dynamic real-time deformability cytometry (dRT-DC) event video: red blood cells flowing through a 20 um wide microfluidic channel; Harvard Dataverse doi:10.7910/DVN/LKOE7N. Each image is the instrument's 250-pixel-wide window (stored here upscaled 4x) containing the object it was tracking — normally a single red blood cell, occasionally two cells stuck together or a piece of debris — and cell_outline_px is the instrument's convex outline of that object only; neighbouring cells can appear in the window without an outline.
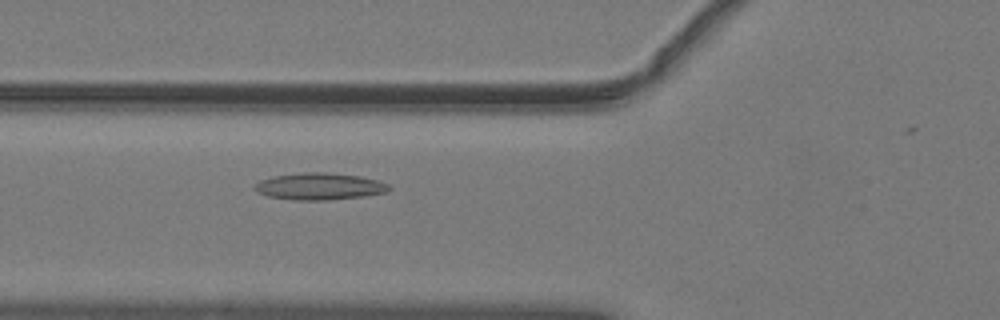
{"species": "common noctule bat (a hibernating species)", "species_latin": "Nyctalus noctula", "temperature_condition": "warm", "stored_images_in_passage": 49, "camera_frame_rate_fps": 3000, "um_per_image_px": 0.085, "animal": {"sex": "male", "body_mass_g": 19.2, "forearm_length_mm": 51.8}, "frame": {"image": 1, "passage_image": 20, "time_ms": 6.333, "image_size_px": [1000, 320], "cell_outline_px": [[392, 188], [388, 192], [364, 196], [328, 200], [292, 200], [268, 196], [256, 192], [252, 188], [260, 180], [272, 176], [304, 172], [324, 172], [360, 176], [376, 180], [388, 184]], "centroid_in_image_um": [27.14, 15.84], "position_along_channel_um": 98.7, "area_um2": 21.15}}
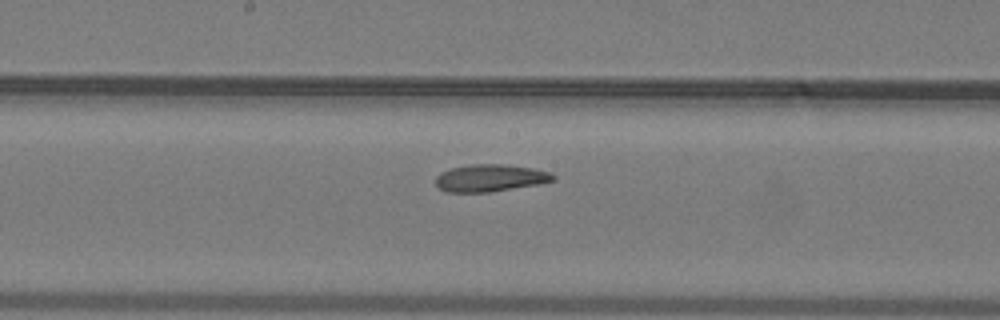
{"frame": {"image": 2, "passage_image": 28, "time_ms": 9.0, "image_size_px": [1000, 320], "cell_outline_px": [[556, 180], [540, 184], [492, 192], [444, 192], [436, 184], [436, 176], [440, 172], [448, 168], [472, 164], [508, 164], [532, 168], [548, 172], [556, 176]], "centroid_in_image_um": [41.66, 15.13], "position_along_channel_um": 206.5, "area_um2": 18.9}}
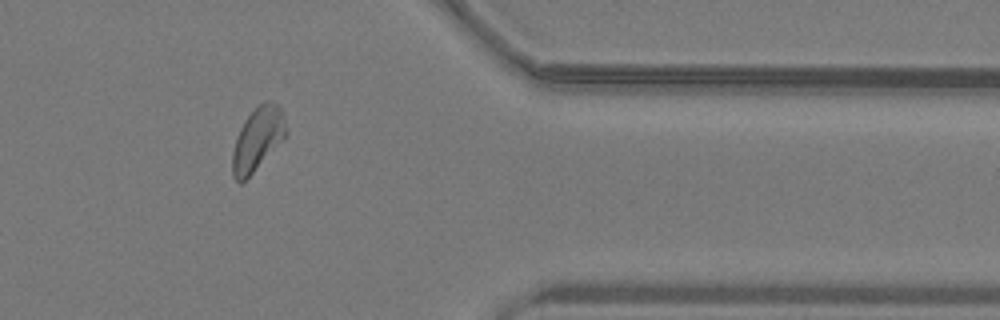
{"frame": {"image": 3, "passage_image": 43, "time_ms": 14.0, "image_size_px": [1000, 320], "cell_outline_px": [[288, 132], [252, 172], [240, 184], [232, 176], [232, 152], [236, 136], [244, 120], [260, 104], [268, 100], [272, 100], [280, 108]], "centroid_in_image_um": [21.85, 11.8], "position_along_channel_um": 389.5, "area_um2": 19.13}, "authors_computed_cell_mechanics": {"area_um2": 19.4786, "velocity_mm_per_s": 4.0209, "shape_relaxation_time_tau1_ms": null, "shape_relaxation_time_tau2_ms": 3.4328, "deformation_change_tau1": null, "deformation_change_tau2": 0.1036}}